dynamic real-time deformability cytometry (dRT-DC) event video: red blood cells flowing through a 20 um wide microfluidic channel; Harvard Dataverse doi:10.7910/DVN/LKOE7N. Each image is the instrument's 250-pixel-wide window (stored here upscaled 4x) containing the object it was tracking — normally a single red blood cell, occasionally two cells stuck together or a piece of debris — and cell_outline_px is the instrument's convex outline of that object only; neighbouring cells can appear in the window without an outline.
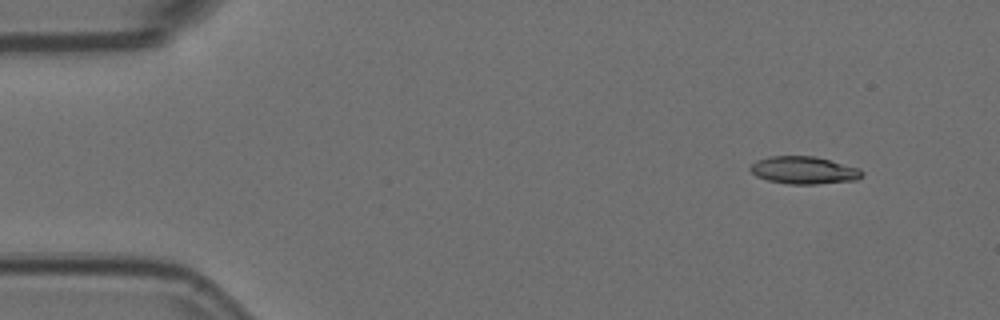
{"species": "Egyptian fruit bat (a non-hibernating species)", "species_latin": "Rousettus aegyptiacus", "temperature_condition": "room temperature", "stored_images_in_passage": 5, "camera_frame_rate_fps": 3000, "um_per_image_px": 0.085, "animal": {"sex": "female"}, "frame": {"image": 1, "passage_image": 1, "time_ms": 0.0, "image_size_px": [1000, 320], "cell_outline_px": [[864, 172], [856, 180], [816, 184], [788, 184], [768, 180], [756, 176], [748, 168], [756, 160], [768, 156], [816, 156], [860, 168]], "centroid_in_image_um": [68.32, 14.46], "position_along_channel_um": 16.7, "area_um2": 17.98}}
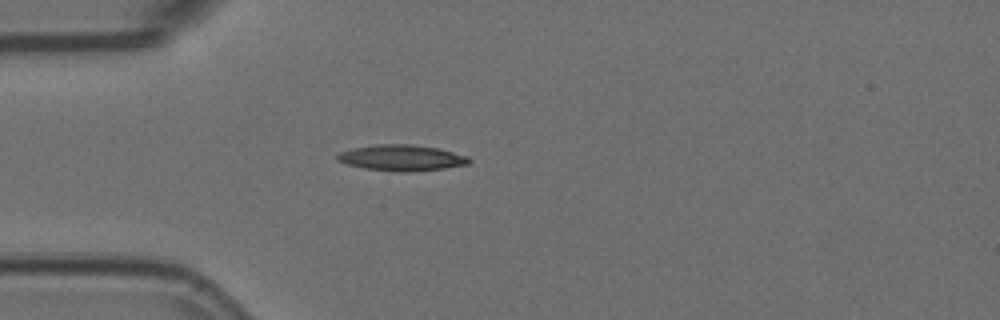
{"frame": {"image": 2, "passage_image": 4, "time_ms": 1.0, "image_size_px": [1000, 320], "cell_outline_px": [[472, 160], [468, 164], [444, 168], [412, 172], [396, 172], [364, 168], [344, 164], [336, 160], [336, 156], [340, 152], [352, 148], [376, 144], [408, 144], [436, 148], [468, 156]], "centroid_in_image_um": [34.09, 13.42], "position_along_channel_um": 50.9, "area_um2": 20.0}}